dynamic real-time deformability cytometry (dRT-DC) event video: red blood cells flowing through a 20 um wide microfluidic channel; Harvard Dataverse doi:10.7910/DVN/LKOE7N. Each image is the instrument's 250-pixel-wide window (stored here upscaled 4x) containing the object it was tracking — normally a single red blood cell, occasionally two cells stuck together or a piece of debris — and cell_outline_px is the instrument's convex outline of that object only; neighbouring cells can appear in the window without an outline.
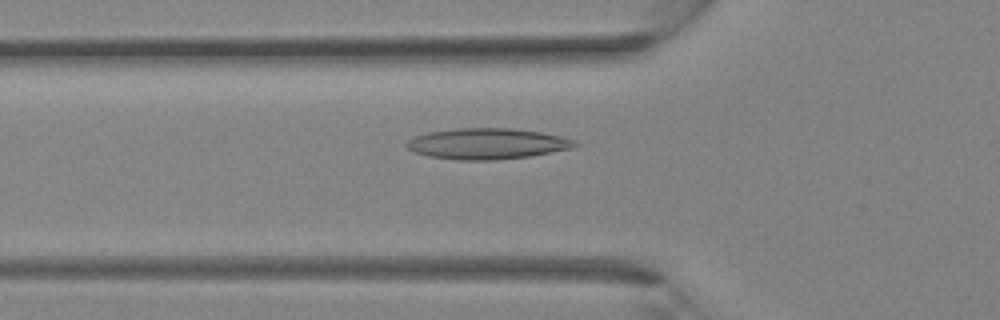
{"species": "Egyptian fruit bat (a non-hibernating species)", "species_latin": "Rousettus aegyptiacus", "temperature_condition": "room temperature", "stored_images_in_passage": 29, "camera_frame_rate_fps": 3000, "um_per_image_px": 0.085, "animal": {"sex": "female"}, "frame": {"image": 1, "passage_image": 6, "time_ms": 1.667, "image_size_px": [1000, 320], "cell_outline_px": [[580, 144], [572, 148], [528, 156], [496, 160], [460, 160], [428, 156], [416, 152], [408, 148], [404, 144], [408, 140], [416, 136], [428, 132], [456, 128], [508, 128], [540, 132], [560, 136], [576, 140]], "centroid_in_image_um": [41.41, 12.21], "position_along_channel_um": 84.4, "area_um2": 30.11}}
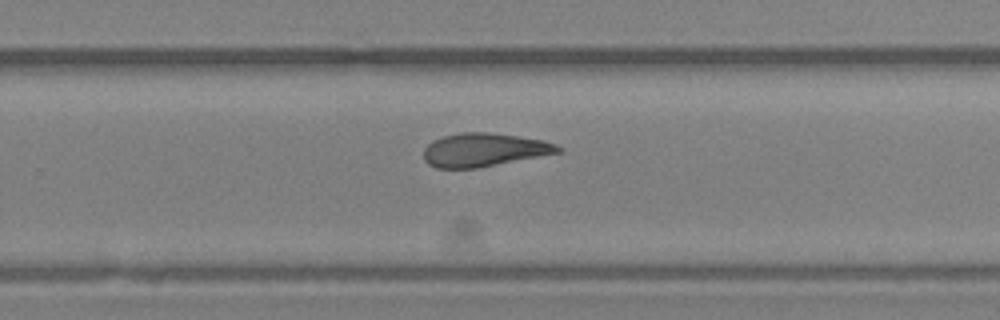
{"frame": {"image": 2, "passage_image": 17, "time_ms": 5.333, "image_size_px": [1000, 320], "cell_outline_px": [[564, 148], [560, 152], [476, 168], [436, 168], [428, 164], [424, 160], [424, 148], [432, 140], [444, 136], [460, 132], [488, 132], [544, 140], [556, 144]], "centroid_in_image_um": [41.11, 12.73], "position_along_channel_um": 288.7, "area_um2": 26.01}}
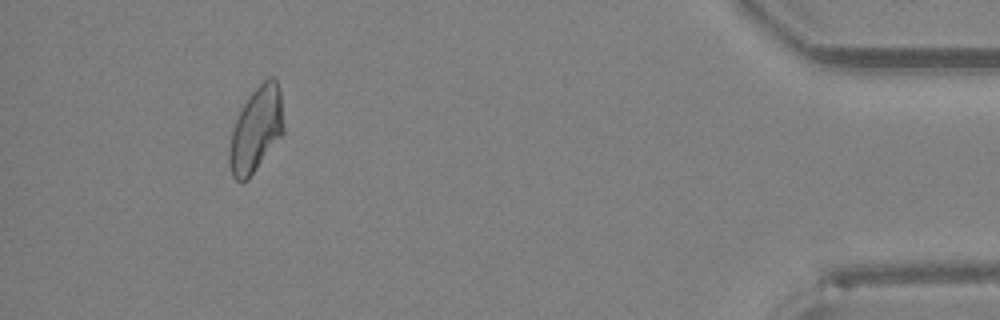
{"frame": {"image": 3, "passage_image": 27, "time_ms": 8.667, "image_size_px": [1000, 320], "cell_outline_px": [[284, 132], [248, 180], [236, 180], [232, 176], [228, 164], [228, 156], [232, 132], [236, 120], [244, 104], [252, 92], [268, 76], [276, 76], [280, 88], [284, 128]], "centroid_in_image_um": [21.78, 11.0], "position_along_channel_um": 413.4, "area_um2": 26.7}}